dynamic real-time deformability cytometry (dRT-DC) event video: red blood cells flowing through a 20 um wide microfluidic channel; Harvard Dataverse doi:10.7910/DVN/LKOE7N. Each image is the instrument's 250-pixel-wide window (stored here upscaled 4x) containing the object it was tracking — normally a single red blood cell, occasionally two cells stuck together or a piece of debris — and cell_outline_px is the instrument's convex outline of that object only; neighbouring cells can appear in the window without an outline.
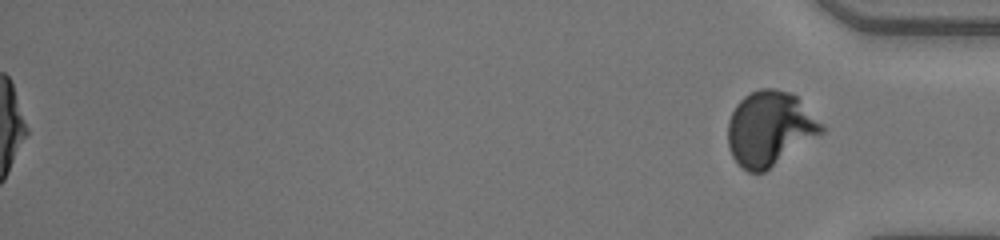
{"species": "human", "species_latin": "Homo sapiens", "temperature_condition": "warm", "stored_images_in_passage": 48, "segment_of_instrument_passage": [2, 2], "camera_frame_rate_fps": 3000, "um_per_image_px": 0.085, "donor": {"sex": "male"}, "frame": {"image": 1, "passage_image": 48, "time_ms": 15.667, "image_size_px": [1000, 240], "cell_outline_px": [[824, 132], [764, 172], [748, 172], [732, 156], [728, 148], [728, 120], [736, 104], [744, 96], [760, 88], [776, 88], [788, 92], [796, 96], [824, 124]], "centroid_in_image_um": [65.43, 10.91], "position_along_channel_um": 369.8, "area_um2": 40.58}}